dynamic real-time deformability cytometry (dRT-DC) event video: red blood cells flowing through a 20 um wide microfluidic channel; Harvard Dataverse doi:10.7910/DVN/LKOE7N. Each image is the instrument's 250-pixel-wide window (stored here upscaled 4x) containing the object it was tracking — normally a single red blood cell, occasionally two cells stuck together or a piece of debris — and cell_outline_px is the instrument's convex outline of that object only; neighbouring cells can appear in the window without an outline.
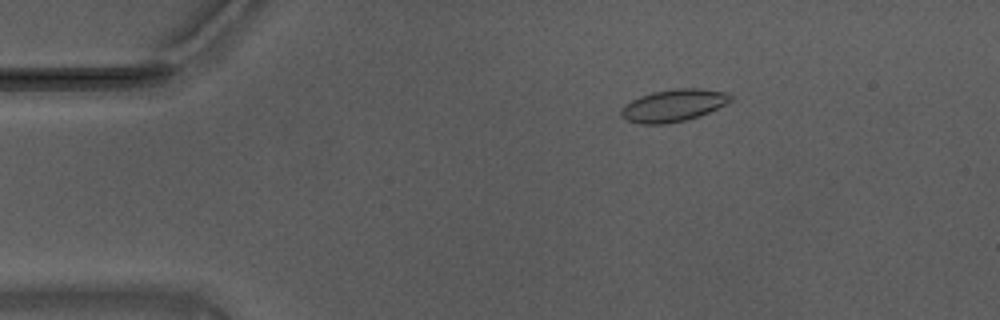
{"species": "Egyptian fruit bat (a non-hibernating species)", "species_latin": "Rousettus aegyptiacus", "temperature_condition": "warm", "stored_images_in_passage": 48, "camera_frame_rate_fps": 3000, "um_per_image_px": 0.085, "animal": {"sex": "male"}, "frame": {"image": 1, "passage_image": 2, "time_ms": 0.333, "image_size_px": [1000, 320], "cell_outline_px": [[732, 100], [700, 116], [684, 120], [664, 124], [644, 124], [628, 120], [620, 116], [620, 112], [624, 104], [640, 96], [652, 92], [676, 88], [700, 88], [728, 92], [732, 96]], "centroid_in_image_um": [57.24, 8.95], "position_along_channel_um": 27.8, "area_um2": 20.46}}
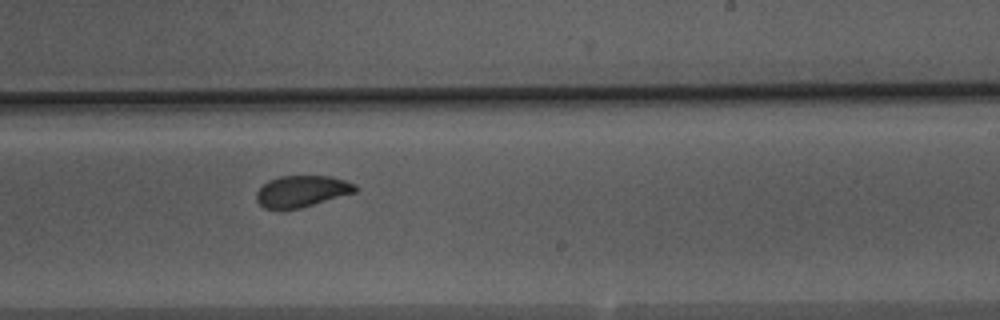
{"frame": {"image": 2, "passage_image": 26, "time_ms": 8.333, "image_size_px": [1000, 320], "cell_outline_px": [[360, 188], [356, 192], [300, 208], [264, 208], [256, 200], [256, 192], [268, 180], [280, 176], [332, 176], [356, 184]], "centroid_in_image_um": [25.69, 16.24], "position_along_channel_um": 263.3, "area_um2": 18.03}}
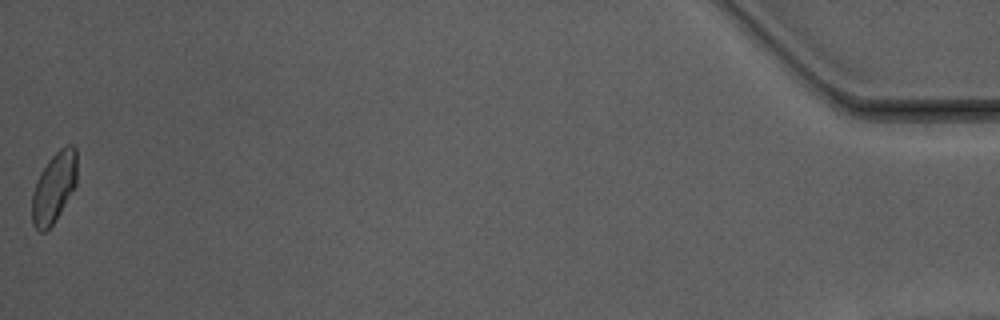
{"frame": {"image": 3, "passage_image": 48, "time_ms": 15.667, "image_size_px": [1000, 320], "cell_outline_px": [[76, 184], [60, 212], [52, 224], [44, 232], [40, 232], [32, 224], [32, 192], [36, 180], [40, 172], [48, 160], [64, 144], [72, 144], [76, 148]], "centroid_in_image_um": [4.57, 15.9], "position_along_channel_um": 430.6, "area_um2": 18.38}, "authors_computed_cell_mechanics": {"area_um2": 19.0162, "velocity_mm_per_s": 3.7046, "shape_relaxation_time_tau1_ms": 5.0656, "shape_relaxation_time_tau2_ms": 1.7494, "deformation_change_tau1": 0.108, "deformation_change_tau2": 0.0511}}